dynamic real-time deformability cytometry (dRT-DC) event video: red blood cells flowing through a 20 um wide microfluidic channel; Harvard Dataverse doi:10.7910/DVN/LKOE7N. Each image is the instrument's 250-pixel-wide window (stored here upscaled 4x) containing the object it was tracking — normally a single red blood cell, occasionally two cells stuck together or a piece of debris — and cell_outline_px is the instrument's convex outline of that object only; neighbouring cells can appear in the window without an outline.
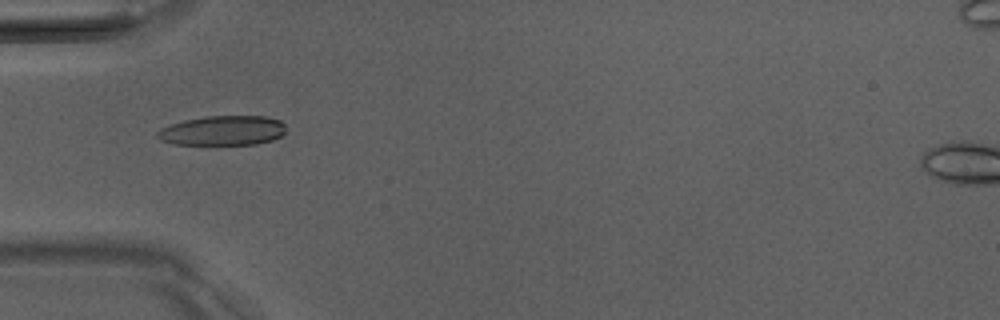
{"species": "Egyptian fruit bat (a non-hibernating species)", "species_latin": "Rousettus aegyptiacus", "temperature_condition": "room temperature", "stored_images_in_passage": 36, "camera_frame_rate_fps": 3000, "um_per_image_px": 0.085, "animal": {"sex": "male"}, "frame": {"image": 1, "passage_image": 5, "time_ms": 1.333, "image_size_px": [1000, 320], "cell_outline_px": [[284, 132], [280, 136], [272, 140], [256, 144], [176, 144], [160, 140], [156, 136], [156, 132], [160, 128], [184, 120], [204, 116], [264, 116], [280, 120], [284, 124]], "centroid_in_image_um": [18.91, 11.09], "position_along_channel_um": 66.1, "area_um2": 22.14}}
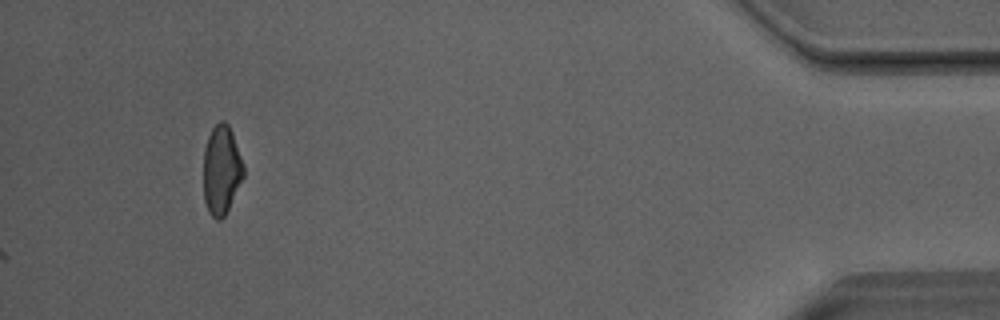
{"frame": {"image": 2, "passage_image": 36, "time_ms": 11.667, "image_size_px": [1000, 320], "cell_outline_px": [[244, 176], [224, 216], [220, 220], [216, 220], [208, 212], [204, 200], [204, 148], [208, 136], [212, 128], [220, 120], [224, 120], [228, 124], [232, 132], [244, 164]], "centroid_in_image_um": [18.82, 14.43], "position_along_channel_um": 416.4, "area_um2": 20.81}, "authors_computed_cell_mechanics": {"area_um2": 21.4438, "velocity_mm_per_s": 4.0606, "shape_relaxation_time_tau1_ms": 4.8117, "shape_relaxation_time_tau2_ms": 2.2253, "deformation_change_tau1": 0.1519, "deformation_change_tau2": 0.0781}}